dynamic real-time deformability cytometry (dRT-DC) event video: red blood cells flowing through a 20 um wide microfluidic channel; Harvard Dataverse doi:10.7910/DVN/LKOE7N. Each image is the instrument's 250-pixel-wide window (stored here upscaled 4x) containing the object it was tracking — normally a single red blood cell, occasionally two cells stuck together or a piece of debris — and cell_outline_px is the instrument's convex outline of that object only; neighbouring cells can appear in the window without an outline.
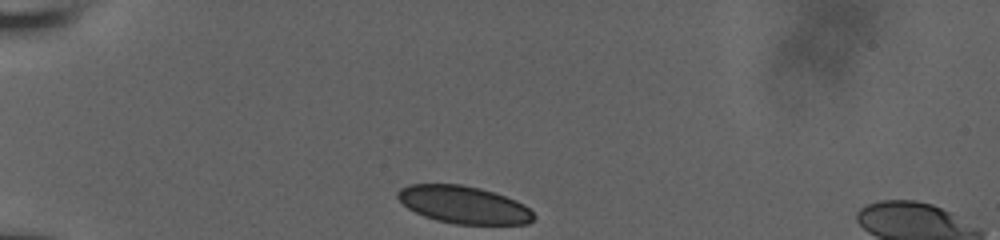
{"species": "human", "species_latin": "Homo sapiens", "temperature_condition": "room temperature", "stored_images_in_passage": 34, "camera_frame_rate_fps": 3000, "um_per_image_px": 0.085, "donor": {"sex": "male"}, "frame": {"image": 1, "passage_image": 1, "time_ms": 0.0, "image_size_px": [1000, 240], "cell_outline_px": [[536, 216], [528, 224], [456, 224], [436, 220], [424, 216], [408, 208], [396, 196], [396, 192], [400, 188], [408, 184], [460, 184], [480, 188], [496, 192], [516, 200], [524, 204]], "centroid_in_image_um": [39.42, 17.39], "position_along_channel_um": 45.6, "area_um2": 29.82}}
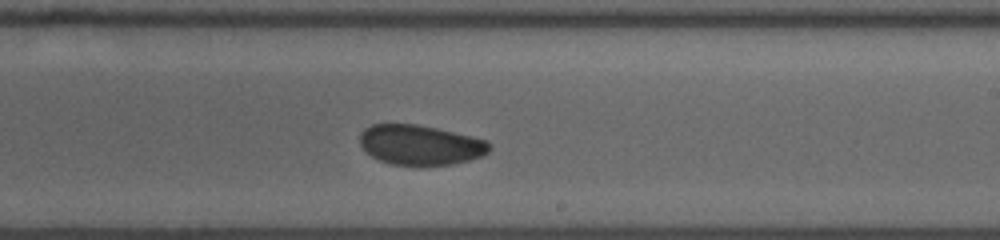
{"frame": {"image": 2, "passage_image": 20, "time_ms": 6.333, "image_size_px": [1000, 240], "cell_outline_px": [[492, 148], [484, 156], [452, 164], [392, 164], [380, 160], [372, 156], [360, 144], [360, 132], [364, 128], [372, 124], [416, 124], [436, 128], [488, 140], [492, 144]], "centroid_in_image_um": [35.76, 12.3], "position_along_channel_um": 253.2, "area_um2": 29.94}}
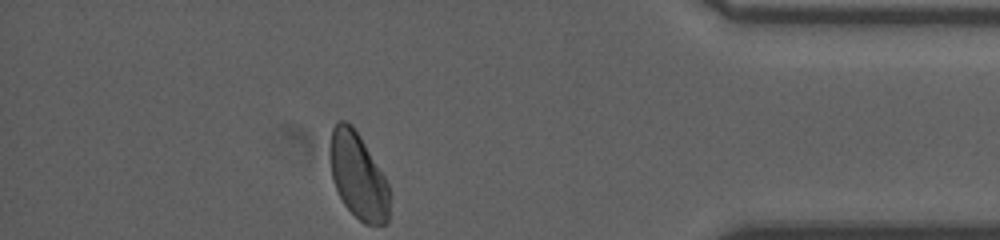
{"frame": {"image": 3, "passage_image": 34, "time_ms": 11.0, "image_size_px": [1000, 240], "cell_outline_px": [[388, 224], [364, 224], [344, 204], [336, 188], [332, 176], [328, 152], [328, 148], [332, 128], [336, 120], [344, 120], [352, 124], [360, 136], [384, 176], [388, 184]], "centroid_in_image_um": [30.4, 14.9], "position_along_channel_um": 404.8, "area_um2": 29.77}, "authors_computed_cell_mechanics": {"area_um2": 30.6629, "velocity_mm_per_s": 3.9274, "shape_relaxation_time_tau1_ms": 4.1222, "shape_relaxation_time_tau2_ms": 1.8014, "deformation_change_tau1": 0.0693, "deformation_change_tau2": 0.0496}}